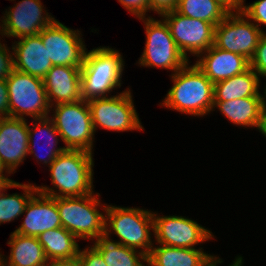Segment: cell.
<instances>
[{
  "mask_svg": "<svg viewBox=\"0 0 266 266\" xmlns=\"http://www.w3.org/2000/svg\"><path fill=\"white\" fill-rule=\"evenodd\" d=\"M93 153L66 149L49 166L54 188L36 186L48 197H78L93 193ZM54 189V190H53Z\"/></svg>",
  "mask_w": 266,
  "mask_h": 266,
  "instance_id": "obj_1",
  "label": "cell"
},
{
  "mask_svg": "<svg viewBox=\"0 0 266 266\" xmlns=\"http://www.w3.org/2000/svg\"><path fill=\"white\" fill-rule=\"evenodd\" d=\"M170 77L173 86L161 106L198 117L213 111L214 84L196 64L189 66L188 61Z\"/></svg>",
  "mask_w": 266,
  "mask_h": 266,
  "instance_id": "obj_2",
  "label": "cell"
},
{
  "mask_svg": "<svg viewBox=\"0 0 266 266\" xmlns=\"http://www.w3.org/2000/svg\"><path fill=\"white\" fill-rule=\"evenodd\" d=\"M124 60L112 47H97L85 53L81 67V97L85 101L108 97L121 87ZM118 86V87H117Z\"/></svg>",
  "mask_w": 266,
  "mask_h": 266,
  "instance_id": "obj_3",
  "label": "cell"
},
{
  "mask_svg": "<svg viewBox=\"0 0 266 266\" xmlns=\"http://www.w3.org/2000/svg\"><path fill=\"white\" fill-rule=\"evenodd\" d=\"M102 207L106 212L104 237L148 256L154 244L150 232L154 231L153 212L107 204ZM112 233H115L119 241L110 238Z\"/></svg>",
  "mask_w": 266,
  "mask_h": 266,
  "instance_id": "obj_4",
  "label": "cell"
},
{
  "mask_svg": "<svg viewBox=\"0 0 266 266\" xmlns=\"http://www.w3.org/2000/svg\"><path fill=\"white\" fill-rule=\"evenodd\" d=\"M99 196L93 192L78 197H57L62 227L79 239L97 241L104 237L105 215L99 210L102 205Z\"/></svg>",
  "mask_w": 266,
  "mask_h": 266,
  "instance_id": "obj_5",
  "label": "cell"
},
{
  "mask_svg": "<svg viewBox=\"0 0 266 266\" xmlns=\"http://www.w3.org/2000/svg\"><path fill=\"white\" fill-rule=\"evenodd\" d=\"M51 110L54 112L51 119L65 144L64 147L92 153L95 131L88 102L82 99L59 103L51 106Z\"/></svg>",
  "mask_w": 266,
  "mask_h": 266,
  "instance_id": "obj_6",
  "label": "cell"
},
{
  "mask_svg": "<svg viewBox=\"0 0 266 266\" xmlns=\"http://www.w3.org/2000/svg\"><path fill=\"white\" fill-rule=\"evenodd\" d=\"M9 96L10 117L33 119L49 116L51 106L43 79L13 70L6 79Z\"/></svg>",
  "mask_w": 266,
  "mask_h": 266,
  "instance_id": "obj_7",
  "label": "cell"
},
{
  "mask_svg": "<svg viewBox=\"0 0 266 266\" xmlns=\"http://www.w3.org/2000/svg\"><path fill=\"white\" fill-rule=\"evenodd\" d=\"M145 26L146 42L138 61L140 66L164 68L172 72L180 70L188 61L177 48L166 22L148 16L139 18Z\"/></svg>",
  "mask_w": 266,
  "mask_h": 266,
  "instance_id": "obj_8",
  "label": "cell"
},
{
  "mask_svg": "<svg viewBox=\"0 0 266 266\" xmlns=\"http://www.w3.org/2000/svg\"><path fill=\"white\" fill-rule=\"evenodd\" d=\"M94 131L101 127L108 131L141 130L138 113L134 108L131 90L88 101Z\"/></svg>",
  "mask_w": 266,
  "mask_h": 266,
  "instance_id": "obj_9",
  "label": "cell"
},
{
  "mask_svg": "<svg viewBox=\"0 0 266 266\" xmlns=\"http://www.w3.org/2000/svg\"><path fill=\"white\" fill-rule=\"evenodd\" d=\"M242 11H232L215 26L214 45L222 50L253 57L258 41L264 33Z\"/></svg>",
  "mask_w": 266,
  "mask_h": 266,
  "instance_id": "obj_10",
  "label": "cell"
},
{
  "mask_svg": "<svg viewBox=\"0 0 266 266\" xmlns=\"http://www.w3.org/2000/svg\"><path fill=\"white\" fill-rule=\"evenodd\" d=\"M164 21L179 51L188 59L187 52L199 56L214 45L215 25L204 20L186 17L176 10L163 13Z\"/></svg>",
  "mask_w": 266,
  "mask_h": 266,
  "instance_id": "obj_11",
  "label": "cell"
},
{
  "mask_svg": "<svg viewBox=\"0 0 266 266\" xmlns=\"http://www.w3.org/2000/svg\"><path fill=\"white\" fill-rule=\"evenodd\" d=\"M39 35L53 66L82 67L87 48L78 29H70L55 20Z\"/></svg>",
  "mask_w": 266,
  "mask_h": 266,
  "instance_id": "obj_12",
  "label": "cell"
},
{
  "mask_svg": "<svg viewBox=\"0 0 266 266\" xmlns=\"http://www.w3.org/2000/svg\"><path fill=\"white\" fill-rule=\"evenodd\" d=\"M155 242L177 248H195V245L213 239L214 235L196 221L182 216H158L153 213Z\"/></svg>",
  "mask_w": 266,
  "mask_h": 266,
  "instance_id": "obj_13",
  "label": "cell"
},
{
  "mask_svg": "<svg viewBox=\"0 0 266 266\" xmlns=\"http://www.w3.org/2000/svg\"><path fill=\"white\" fill-rule=\"evenodd\" d=\"M43 7L40 0H21L12 8L9 7V11L6 9L4 16L1 17L3 19L0 24V35L17 39L39 35L56 20Z\"/></svg>",
  "mask_w": 266,
  "mask_h": 266,
  "instance_id": "obj_14",
  "label": "cell"
},
{
  "mask_svg": "<svg viewBox=\"0 0 266 266\" xmlns=\"http://www.w3.org/2000/svg\"><path fill=\"white\" fill-rule=\"evenodd\" d=\"M27 120L0 118V161L11 174L28 156L29 125Z\"/></svg>",
  "mask_w": 266,
  "mask_h": 266,
  "instance_id": "obj_15",
  "label": "cell"
},
{
  "mask_svg": "<svg viewBox=\"0 0 266 266\" xmlns=\"http://www.w3.org/2000/svg\"><path fill=\"white\" fill-rule=\"evenodd\" d=\"M25 218L14 232L31 237H38L41 233L62 227L56 198L48 197L37 192L28 202Z\"/></svg>",
  "mask_w": 266,
  "mask_h": 266,
  "instance_id": "obj_16",
  "label": "cell"
},
{
  "mask_svg": "<svg viewBox=\"0 0 266 266\" xmlns=\"http://www.w3.org/2000/svg\"><path fill=\"white\" fill-rule=\"evenodd\" d=\"M198 57L195 64L213 84L239 75L250 68V61L246 57L219 49L215 45Z\"/></svg>",
  "mask_w": 266,
  "mask_h": 266,
  "instance_id": "obj_17",
  "label": "cell"
},
{
  "mask_svg": "<svg viewBox=\"0 0 266 266\" xmlns=\"http://www.w3.org/2000/svg\"><path fill=\"white\" fill-rule=\"evenodd\" d=\"M43 83L50 106L82 100L81 67L52 66Z\"/></svg>",
  "mask_w": 266,
  "mask_h": 266,
  "instance_id": "obj_18",
  "label": "cell"
},
{
  "mask_svg": "<svg viewBox=\"0 0 266 266\" xmlns=\"http://www.w3.org/2000/svg\"><path fill=\"white\" fill-rule=\"evenodd\" d=\"M11 49L14 69L19 72L43 79L53 66L40 35L19 38Z\"/></svg>",
  "mask_w": 266,
  "mask_h": 266,
  "instance_id": "obj_19",
  "label": "cell"
},
{
  "mask_svg": "<svg viewBox=\"0 0 266 266\" xmlns=\"http://www.w3.org/2000/svg\"><path fill=\"white\" fill-rule=\"evenodd\" d=\"M218 257L202 248H177L160 244L147 256V266H210Z\"/></svg>",
  "mask_w": 266,
  "mask_h": 266,
  "instance_id": "obj_20",
  "label": "cell"
},
{
  "mask_svg": "<svg viewBox=\"0 0 266 266\" xmlns=\"http://www.w3.org/2000/svg\"><path fill=\"white\" fill-rule=\"evenodd\" d=\"M34 120L33 122H35L33 124V128H30L29 126V146H28V155L30 154H34V157H36L40 162L43 161V164H46L48 166H50L53 161L61 154L63 153L66 148L57 147L58 144V136L60 137L59 132L57 131L54 122L52 121V119L50 118V116L44 117V118H37V119H32ZM42 134V135H41ZM43 134L46 136L44 141L46 144H44V142L42 143L44 145V147L46 148V152L45 154H38L42 151V149H44L41 145L39 144L38 138L36 135H41L43 136ZM35 136V137H34ZM36 138V139H35ZM39 147H37V146ZM56 146V147H55ZM36 149H35V148ZM42 148V149H41ZM48 148V149H47ZM44 155V157H43Z\"/></svg>",
  "mask_w": 266,
  "mask_h": 266,
  "instance_id": "obj_21",
  "label": "cell"
},
{
  "mask_svg": "<svg viewBox=\"0 0 266 266\" xmlns=\"http://www.w3.org/2000/svg\"><path fill=\"white\" fill-rule=\"evenodd\" d=\"M7 244L11 246L10 255L7 259L1 254V258L9 266H44L48 262L37 237L12 232Z\"/></svg>",
  "mask_w": 266,
  "mask_h": 266,
  "instance_id": "obj_22",
  "label": "cell"
},
{
  "mask_svg": "<svg viewBox=\"0 0 266 266\" xmlns=\"http://www.w3.org/2000/svg\"><path fill=\"white\" fill-rule=\"evenodd\" d=\"M263 96L245 97L224 102H214L213 110L218 108L230 122L241 127L257 128L260 124Z\"/></svg>",
  "mask_w": 266,
  "mask_h": 266,
  "instance_id": "obj_23",
  "label": "cell"
},
{
  "mask_svg": "<svg viewBox=\"0 0 266 266\" xmlns=\"http://www.w3.org/2000/svg\"><path fill=\"white\" fill-rule=\"evenodd\" d=\"M260 77L252 68L214 84V102L231 101L260 94Z\"/></svg>",
  "mask_w": 266,
  "mask_h": 266,
  "instance_id": "obj_24",
  "label": "cell"
},
{
  "mask_svg": "<svg viewBox=\"0 0 266 266\" xmlns=\"http://www.w3.org/2000/svg\"><path fill=\"white\" fill-rule=\"evenodd\" d=\"M48 260L67 259L79 255L78 239L63 227L41 233L38 237Z\"/></svg>",
  "mask_w": 266,
  "mask_h": 266,
  "instance_id": "obj_25",
  "label": "cell"
},
{
  "mask_svg": "<svg viewBox=\"0 0 266 266\" xmlns=\"http://www.w3.org/2000/svg\"><path fill=\"white\" fill-rule=\"evenodd\" d=\"M92 247L102 256L107 266H147V256L140 251L112 242L105 237L94 241Z\"/></svg>",
  "mask_w": 266,
  "mask_h": 266,
  "instance_id": "obj_26",
  "label": "cell"
},
{
  "mask_svg": "<svg viewBox=\"0 0 266 266\" xmlns=\"http://www.w3.org/2000/svg\"><path fill=\"white\" fill-rule=\"evenodd\" d=\"M176 11L183 16L204 20L215 26L230 12L217 0H178Z\"/></svg>",
  "mask_w": 266,
  "mask_h": 266,
  "instance_id": "obj_27",
  "label": "cell"
},
{
  "mask_svg": "<svg viewBox=\"0 0 266 266\" xmlns=\"http://www.w3.org/2000/svg\"><path fill=\"white\" fill-rule=\"evenodd\" d=\"M15 188H21L23 194H7L6 189L0 194V225L14 221L24 214L29 200L38 192L34 184H21L14 181ZM5 193V194H4Z\"/></svg>",
  "mask_w": 266,
  "mask_h": 266,
  "instance_id": "obj_28",
  "label": "cell"
},
{
  "mask_svg": "<svg viewBox=\"0 0 266 266\" xmlns=\"http://www.w3.org/2000/svg\"><path fill=\"white\" fill-rule=\"evenodd\" d=\"M250 68L259 75L266 77V33H262L253 57L250 59Z\"/></svg>",
  "mask_w": 266,
  "mask_h": 266,
  "instance_id": "obj_29",
  "label": "cell"
},
{
  "mask_svg": "<svg viewBox=\"0 0 266 266\" xmlns=\"http://www.w3.org/2000/svg\"><path fill=\"white\" fill-rule=\"evenodd\" d=\"M242 12L258 27L266 26V0H257L250 5H244Z\"/></svg>",
  "mask_w": 266,
  "mask_h": 266,
  "instance_id": "obj_30",
  "label": "cell"
},
{
  "mask_svg": "<svg viewBox=\"0 0 266 266\" xmlns=\"http://www.w3.org/2000/svg\"><path fill=\"white\" fill-rule=\"evenodd\" d=\"M14 70L13 51L0 42V80H6Z\"/></svg>",
  "mask_w": 266,
  "mask_h": 266,
  "instance_id": "obj_31",
  "label": "cell"
},
{
  "mask_svg": "<svg viewBox=\"0 0 266 266\" xmlns=\"http://www.w3.org/2000/svg\"><path fill=\"white\" fill-rule=\"evenodd\" d=\"M81 266H107L102 256L91 246L79 251Z\"/></svg>",
  "mask_w": 266,
  "mask_h": 266,
  "instance_id": "obj_32",
  "label": "cell"
},
{
  "mask_svg": "<svg viewBox=\"0 0 266 266\" xmlns=\"http://www.w3.org/2000/svg\"><path fill=\"white\" fill-rule=\"evenodd\" d=\"M118 2L136 18H145L148 12V0H118Z\"/></svg>",
  "mask_w": 266,
  "mask_h": 266,
  "instance_id": "obj_33",
  "label": "cell"
},
{
  "mask_svg": "<svg viewBox=\"0 0 266 266\" xmlns=\"http://www.w3.org/2000/svg\"><path fill=\"white\" fill-rule=\"evenodd\" d=\"M178 0H148V12L154 11L159 15L176 10Z\"/></svg>",
  "mask_w": 266,
  "mask_h": 266,
  "instance_id": "obj_34",
  "label": "cell"
},
{
  "mask_svg": "<svg viewBox=\"0 0 266 266\" xmlns=\"http://www.w3.org/2000/svg\"><path fill=\"white\" fill-rule=\"evenodd\" d=\"M10 117L8 86L6 80H0V118Z\"/></svg>",
  "mask_w": 266,
  "mask_h": 266,
  "instance_id": "obj_35",
  "label": "cell"
},
{
  "mask_svg": "<svg viewBox=\"0 0 266 266\" xmlns=\"http://www.w3.org/2000/svg\"><path fill=\"white\" fill-rule=\"evenodd\" d=\"M44 266H81L79 255L67 259L48 260Z\"/></svg>",
  "mask_w": 266,
  "mask_h": 266,
  "instance_id": "obj_36",
  "label": "cell"
},
{
  "mask_svg": "<svg viewBox=\"0 0 266 266\" xmlns=\"http://www.w3.org/2000/svg\"><path fill=\"white\" fill-rule=\"evenodd\" d=\"M224 7H226L230 12L232 11H242L245 0H217Z\"/></svg>",
  "mask_w": 266,
  "mask_h": 266,
  "instance_id": "obj_37",
  "label": "cell"
},
{
  "mask_svg": "<svg viewBox=\"0 0 266 266\" xmlns=\"http://www.w3.org/2000/svg\"><path fill=\"white\" fill-rule=\"evenodd\" d=\"M258 130L263 134V136L266 137V102H263L262 105L260 124Z\"/></svg>",
  "mask_w": 266,
  "mask_h": 266,
  "instance_id": "obj_38",
  "label": "cell"
},
{
  "mask_svg": "<svg viewBox=\"0 0 266 266\" xmlns=\"http://www.w3.org/2000/svg\"><path fill=\"white\" fill-rule=\"evenodd\" d=\"M8 188H14V180H2L0 179V194L3 190Z\"/></svg>",
  "mask_w": 266,
  "mask_h": 266,
  "instance_id": "obj_39",
  "label": "cell"
},
{
  "mask_svg": "<svg viewBox=\"0 0 266 266\" xmlns=\"http://www.w3.org/2000/svg\"><path fill=\"white\" fill-rule=\"evenodd\" d=\"M5 171V172H4ZM4 173V174H3ZM5 173H7V175L5 174ZM8 174H10L7 170H6V168L3 166V164L1 163V161H0V179H2V180H12V179H9L8 177H9V175ZM8 176V177H7Z\"/></svg>",
  "mask_w": 266,
  "mask_h": 266,
  "instance_id": "obj_40",
  "label": "cell"
},
{
  "mask_svg": "<svg viewBox=\"0 0 266 266\" xmlns=\"http://www.w3.org/2000/svg\"><path fill=\"white\" fill-rule=\"evenodd\" d=\"M229 266H243V258H242V256L236 257L235 261L233 262V264H231Z\"/></svg>",
  "mask_w": 266,
  "mask_h": 266,
  "instance_id": "obj_41",
  "label": "cell"
},
{
  "mask_svg": "<svg viewBox=\"0 0 266 266\" xmlns=\"http://www.w3.org/2000/svg\"><path fill=\"white\" fill-rule=\"evenodd\" d=\"M223 260H221L219 257L210 265V266H218L221 264Z\"/></svg>",
  "mask_w": 266,
  "mask_h": 266,
  "instance_id": "obj_42",
  "label": "cell"
},
{
  "mask_svg": "<svg viewBox=\"0 0 266 266\" xmlns=\"http://www.w3.org/2000/svg\"><path fill=\"white\" fill-rule=\"evenodd\" d=\"M266 86V85H265ZM265 91H263L265 94L263 95V100H264V102H266V87H265V89H264Z\"/></svg>",
  "mask_w": 266,
  "mask_h": 266,
  "instance_id": "obj_43",
  "label": "cell"
},
{
  "mask_svg": "<svg viewBox=\"0 0 266 266\" xmlns=\"http://www.w3.org/2000/svg\"><path fill=\"white\" fill-rule=\"evenodd\" d=\"M0 266H9L7 264H5L3 261L1 262Z\"/></svg>",
  "mask_w": 266,
  "mask_h": 266,
  "instance_id": "obj_44",
  "label": "cell"
},
{
  "mask_svg": "<svg viewBox=\"0 0 266 266\" xmlns=\"http://www.w3.org/2000/svg\"><path fill=\"white\" fill-rule=\"evenodd\" d=\"M1 250V249H0ZM1 262H2V258H1V253H0V264H1Z\"/></svg>",
  "mask_w": 266,
  "mask_h": 266,
  "instance_id": "obj_45",
  "label": "cell"
}]
</instances>
